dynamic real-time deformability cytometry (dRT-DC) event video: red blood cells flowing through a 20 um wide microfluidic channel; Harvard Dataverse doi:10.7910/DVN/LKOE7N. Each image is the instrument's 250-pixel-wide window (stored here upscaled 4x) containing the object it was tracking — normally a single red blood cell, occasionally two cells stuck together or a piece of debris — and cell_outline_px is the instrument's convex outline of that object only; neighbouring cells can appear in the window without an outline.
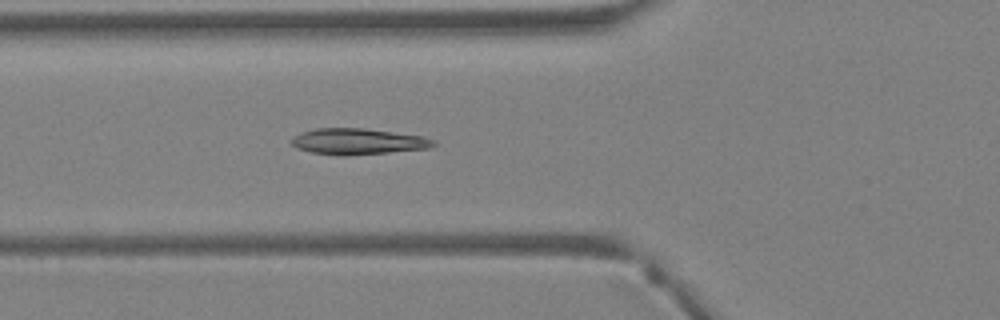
{"species": "Egyptian fruit bat (a non-hibernating species)", "species_latin": "Rousettus aegyptiacus", "temperature_condition": "warm", "stored_images_in_passage": 41, "camera_frame_rate_fps": 3000, "um_per_image_px": 0.085, "animal": {"sex": "female"}, "frame": {"image": 1, "passage_image": 16, "time_ms": 5.0, "image_size_px": [1000, 320], "cell_outline_px": [[436, 144], [432, 148], [348, 156], [340, 156], [312, 152], [296, 148], [288, 140], [292, 136], [300, 132], [316, 128], [364, 128], [424, 136], [436, 140]], "centroid_in_image_um": [30.41, 12.03], "position_along_channel_um": 95.4, "area_um2": 21.96}}
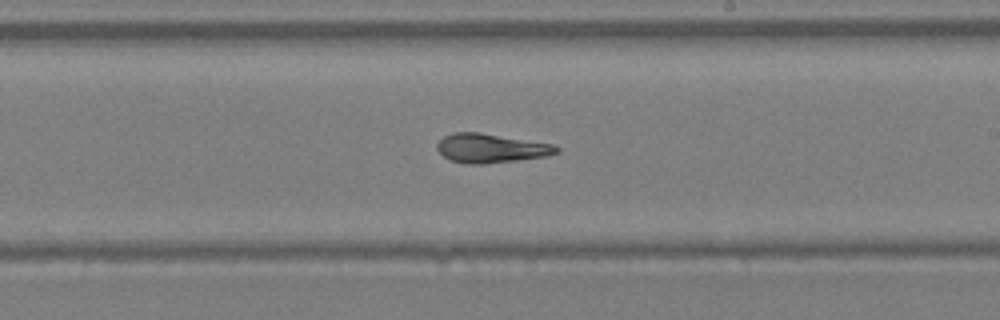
{"frame": {"image": 2, "passage_image": 25, "time_ms": 8.0, "image_size_px": [1000, 320], "cell_outline_px": [[560, 152], [544, 156], [516, 160], [484, 164], [468, 164], [452, 160], [444, 156], [436, 148], [436, 144], [444, 136], [452, 132], [480, 132], [552, 144], [560, 148]], "centroid_in_image_um": [41.71, 12.59], "position_along_channel_um": 247.3, "area_um2": 20.06}}
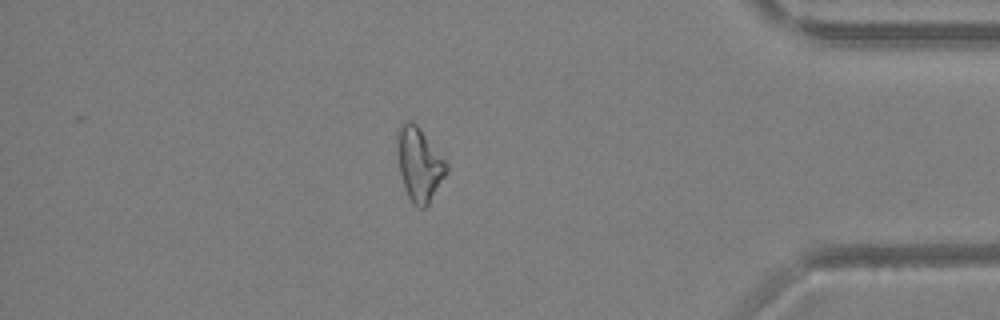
{"frame": {"image": 3, "passage_image": 36, "time_ms": 11.667, "image_size_px": [1000, 320], "cell_outline_px": [[448, 172], [428, 204], [424, 208], [416, 208], [412, 204], [404, 188], [400, 172], [396, 148], [396, 132], [400, 124], [404, 120], [412, 120], [420, 128], [448, 164]], "centroid_in_image_um": [35.61, 13.94], "position_along_channel_um": 399.6, "area_um2": 21.39}}